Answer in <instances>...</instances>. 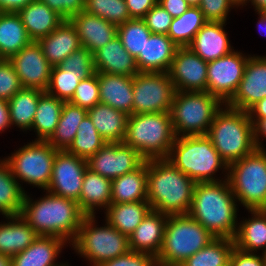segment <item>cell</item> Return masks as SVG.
<instances>
[{
  "label": "cell",
  "instance_id": "44dd1931",
  "mask_svg": "<svg viewBox=\"0 0 266 266\" xmlns=\"http://www.w3.org/2000/svg\"><path fill=\"white\" fill-rule=\"evenodd\" d=\"M95 72L133 77L139 73L135 58L124 48L118 36L93 53Z\"/></svg>",
  "mask_w": 266,
  "mask_h": 266
},
{
  "label": "cell",
  "instance_id": "52a82bcc",
  "mask_svg": "<svg viewBox=\"0 0 266 266\" xmlns=\"http://www.w3.org/2000/svg\"><path fill=\"white\" fill-rule=\"evenodd\" d=\"M167 159L182 173L199 182H217L219 168L228 170L207 135L176 137Z\"/></svg>",
  "mask_w": 266,
  "mask_h": 266
},
{
  "label": "cell",
  "instance_id": "e7e4bbea",
  "mask_svg": "<svg viewBox=\"0 0 266 266\" xmlns=\"http://www.w3.org/2000/svg\"><path fill=\"white\" fill-rule=\"evenodd\" d=\"M190 6H199L201 0H185Z\"/></svg>",
  "mask_w": 266,
  "mask_h": 266
},
{
  "label": "cell",
  "instance_id": "e0dca14e",
  "mask_svg": "<svg viewBox=\"0 0 266 266\" xmlns=\"http://www.w3.org/2000/svg\"><path fill=\"white\" fill-rule=\"evenodd\" d=\"M12 63L23 88H34L46 91L52 65L46 59L41 46L33 41L12 56Z\"/></svg>",
  "mask_w": 266,
  "mask_h": 266
},
{
  "label": "cell",
  "instance_id": "1f68e13d",
  "mask_svg": "<svg viewBox=\"0 0 266 266\" xmlns=\"http://www.w3.org/2000/svg\"><path fill=\"white\" fill-rule=\"evenodd\" d=\"M32 42L18 13L0 12V59L9 60Z\"/></svg>",
  "mask_w": 266,
  "mask_h": 266
},
{
  "label": "cell",
  "instance_id": "8d00e7d4",
  "mask_svg": "<svg viewBox=\"0 0 266 266\" xmlns=\"http://www.w3.org/2000/svg\"><path fill=\"white\" fill-rule=\"evenodd\" d=\"M25 194L8 163L0 160V213L5 217L20 215Z\"/></svg>",
  "mask_w": 266,
  "mask_h": 266
},
{
  "label": "cell",
  "instance_id": "bcb514c9",
  "mask_svg": "<svg viewBox=\"0 0 266 266\" xmlns=\"http://www.w3.org/2000/svg\"><path fill=\"white\" fill-rule=\"evenodd\" d=\"M64 70H69L73 74H94L93 54L85 47L67 56L59 65Z\"/></svg>",
  "mask_w": 266,
  "mask_h": 266
},
{
  "label": "cell",
  "instance_id": "03108f58",
  "mask_svg": "<svg viewBox=\"0 0 266 266\" xmlns=\"http://www.w3.org/2000/svg\"><path fill=\"white\" fill-rule=\"evenodd\" d=\"M262 254H263V256H264V259H265V266H266V252H263Z\"/></svg>",
  "mask_w": 266,
  "mask_h": 266
},
{
  "label": "cell",
  "instance_id": "ac0fdd59",
  "mask_svg": "<svg viewBox=\"0 0 266 266\" xmlns=\"http://www.w3.org/2000/svg\"><path fill=\"white\" fill-rule=\"evenodd\" d=\"M266 97V57H248L243 77L233 97L224 105L247 112Z\"/></svg>",
  "mask_w": 266,
  "mask_h": 266
},
{
  "label": "cell",
  "instance_id": "74e56055",
  "mask_svg": "<svg viewBox=\"0 0 266 266\" xmlns=\"http://www.w3.org/2000/svg\"><path fill=\"white\" fill-rule=\"evenodd\" d=\"M64 102L46 92L40 96L32 124V128L38 135L36 140L47 141L52 136L60 119Z\"/></svg>",
  "mask_w": 266,
  "mask_h": 266
},
{
  "label": "cell",
  "instance_id": "ba28073f",
  "mask_svg": "<svg viewBox=\"0 0 266 266\" xmlns=\"http://www.w3.org/2000/svg\"><path fill=\"white\" fill-rule=\"evenodd\" d=\"M223 104L207 91H175L170 109L175 136L206 135Z\"/></svg>",
  "mask_w": 266,
  "mask_h": 266
},
{
  "label": "cell",
  "instance_id": "9f6ffc18",
  "mask_svg": "<svg viewBox=\"0 0 266 266\" xmlns=\"http://www.w3.org/2000/svg\"><path fill=\"white\" fill-rule=\"evenodd\" d=\"M34 0H0V12L18 13Z\"/></svg>",
  "mask_w": 266,
  "mask_h": 266
},
{
  "label": "cell",
  "instance_id": "f35d334b",
  "mask_svg": "<svg viewBox=\"0 0 266 266\" xmlns=\"http://www.w3.org/2000/svg\"><path fill=\"white\" fill-rule=\"evenodd\" d=\"M207 21L198 6H190L181 16L172 19L167 36L178 46H189Z\"/></svg>",
  "mask_w": 266,
  "mask_h": 266
},
{
  "label": "cell",
  "instance_id": "91938a15",
  "mask_svg": "<svg viewBox=\"0 0 266 266\" xmlns=\"http://www.w3.org/2000/svg\"><path fill=\"white\" fill-rule=\"evenodd\" d=\"M249 118H266V97L247 111Z\"/></svg>",
  "mask_w": 266,
  "mask_h": 266
},
{
  "label": "cell",
  "instance_id": "d6986e66",
  "mask_svg": "<svg viewBox=\"0 0 266 266\" xmlns=\"http://www.w3.org/2000/svg\"><path fill=\"white\" fill-rule=\"evenodd\" d=\"M69 20L76 28L82 47L92 54L117 36L116 24L85 11L72 16Z\"/></svg>",
  "mask_w": 266,
  "mask_h": 266
},
{
  "label": "cell",
  "instance_id": "b9f144b4",
  "mask_svg": "<svg viewBox=\"0 0 266 266\" xmlns=\"http://www.w3.org/2000/svg\"><path fill=\"white\" fill-rule=\"evenodd\" d=\"M91 75L93 74H73L69 70L62 69L59 65L53 66L50 81L45 92L60 100L69 102L80 81Z\"/></svg>",
  "mask_w": 266,
  "mask_h": 266
},
{
  "label": "cell",
  "instance_id": "d590c367",
  "mask_svg": "<svg viewBox=\"0 0 266 266\" xmlns=\"http://www.w3.org/2000/svg\"><path fill=\"white\" fill-rule=\"evenodd\" d=\"M44 91L34 88H22L8 100L11 125L20 129H32L37 104Z\"/></svg>",
  "mask_w": 266,
  "mask_h": 266
},
{
  "label": "cell",
  "instance_id": "484cf974",
  "mask_svg": "<svg viewBox=\"0 0 266 266\" xmlns=\"http://www.w3.org/2000/svg\"><path fill=\"white\" fill-rule=\"evenodd\" d=\"M18 14L29 37L36 42L48 36L64 21L60 15L39 0L29 3Z\"/></svg>",
  "mask_w": 266,
  "mask_h": 266
},
{
  "label": "cell",
  "instance_id": "680465c9",
  "mask_svg": "<svg viewBox=\"0 0 266 266\" xmlns=\"http://www.w3.org/2000/svg\"><path fill=\"white\" fill-rule=\"evenodd\" d=\"M11 126L8 101L0 98V132Z\"/></svg>",
  "mask_w": 266,
  "mask_h": 266
},
{
  "label": "cell",
  "instance_id": "4fadbf2b",
  "mask_svg": "<svg viewBox=\"0 0 266 266\" xmlns=\"http://www.w3.org/2000/svg\"><path fill=\"white\" fill-rule=\"evenodd\" d=\"M240 52L231 51L207 65V92L227 103L235 94L248 61Z\"/></svg>",
  "mask_w": 266,
  "mask_h": 266
},
{
  "label": "cell",
  "instance_id": "6da1fadb",
  "mask_svg": "<svg viewBox=\"0 0 266 266\" xmlns=\"http://www.w3.org/2000/svg\"><path fill=\"white\" fill-rule=\"evenodd\" d=\"M196 182L168 159L147 160V201L166 215L188 214Z\"/></svg>",
  "mask_w": 266,
  "mask_h": 266
},
{
  "label": "cell",
  "instance_id": "7bdbcfd3",
  "mask_svg": "<svg viewBox=\"0 0 266 266\" xmlns=\"http://www.w3.org/2000/svg\"><path fill=\"white\" fill-rule=\"evenodd\" d=\"M152 32L143 19H130L118 25L117 36L130 55L136 58L143 52L146 40Z\"/></svg>",
  "mask_w": 266,
  "mask_h": 266
},
{
  "label": "cell",
  "instance_id": "ffe728a7",
  "mask_svg": "<svg viewBox=\"0 0 266 266\" xmlns=\"http://www.w3.org/2000/svg\"><path fill=\"white\" fill-rule=\"evenodd\" d=\"M168 215L150 210L140 225L128 237L131 251L158 256L164 238Z\"/></svg>",
  "mask_w": 266,
  "mask_h": 266
},
{
  "label": "cell",
  "instance_id": "11a10c76",
  "mask_svg": "<svg viewBox=\"0 0 266 266\" xmlns=\"http://www.w3.org/2000/svg\"><path fill=\"white\" fill-rule=\"evenodd\" d=\"M158 3L173 18L181 16L190 7L185 0H158Z\"/></svg>",
  "mask_w": 266,
  "mask_h": 266
},
{
  "label": "cell",
  "instance_id": "f1b7e54d",
  "mask_svg": "<svg viewBox=\"0 0 266 266\" xmlns=\"http://www.w3.org/2000/svg\"><path fill=\"white\" fill-rule=\"evenodd\" d=\"M147 201V161L111 181V204Z\"/></svg>",
  "mask_w": 266,
  "mask_h": 266
},
{
  "label": "cell",
  "instance_id": "603a6c76",
  "mask_svg": "<svg viewBox=\"0 0 266 266\" xmlns=\"http://www.w3.org/2000/svg\"><path fill=\"white\" fill-rule=\"evenodd\" d=\"M37 42L52 66L60 65L67 56L82 47L76 28L70 20H64L48 36Z\"/></svg>",
  "mask_w": 266,
  "mask_h": 266
},
{
  "label": "cell",
  "instance_id": "7c38bea8",
  "mask_svg": "<svg viewBox=\"0 0 266 266\" xmlns=\"http://www.w3.org/2000/svg\"><path fill=\"white\" fill-rule=\"evenodd\" d=\"M175 89L167 72L133 76L132 114L170 112Z\"/></svg>",
  "mask_w": 266,
  "mask_h": 266
},
{
  "label": "cell",
  "instance_id": "cb8c5ba5",
  "mask_svg": "<svg viewBox=\"0 0 266 266\" xmlns=\"http://www.w3.org/2000/svg\"><path fill=\"white\" fill-rule=\"evenodd\" d=\"M100 103L132 114L133 77L98 72Z\"/></svg>",
  "mask_w": 266,
  "mask_h": 266
},
{
  "label": "cell",
  "instance_id": "f6af8a7d",
  "mask_svg": "<svg viewBox=\"0 0 266 266\" xmlns=\"http://www.w3.org/2000/svg\"><path fill=\"white\" fill-rule=\"evenodd\" d=\"M69 102L86 110L100 103L98 72L80 81Z\"/></svg>",
  "mask_w": 266,
  "mask_h": 266
},
{
  "label": "cell",
  "instance_id": "4dcf8cb0",
  "mask_svg": "<svg viewBox=\"0 0 266 266\" xmlns=\"http://www.w3.org/2000/svg\"><path fill=\"white\" fill-rule=\"evenodd\" d=\"M6 218L11 220L0 224V254L13 257L28 248L38 235L20 215Z\"/></svg>",
  "mask_w": 266,
  "mask_h": 266
},
{
  "label": "cell",
  "instance_id": "30bf717a",
  "mask_svg": "<svg viewBox=\"0 0 266 266\" xmlns=\"http://www.w3.org/2000/svg\"><path fill=\"white\" fill-rule=\"evenodd\" d=\"M95 216H85L77 237L72 242L73 248L86 257L93 266H100L108 260L126 254L129 248V239L112 225L96 227Z\"/></svg>",
  "mask_w": 266,
  "mask_h": 266
},
{
  "label": "cell",
  "instance_id": "f907efd6",
  "mask_svg": "<svg viewBox=\"0 0 266 266\" xmlns=\"http://www.w3.org/2000/svg\"><path fill=\"white\" fill-rule=\"evenodd\" d=\"M100 266H157V262L151 254L129 250L126 254L108 260Z\"/></svg>",
  "mask_w": 266,
  "mask_h": 266
},
{
  "label": "cell",
  "instance_id": "5bb4252c",
  "mask_svg": "<svg viewBox=\"0 0 266 266\" xmlns=\"http://www.w3.org/2000/svg\"><path fill=\"white\" fill-rule=\"evenodd\" d=\"M146 160L123 142H106L87 160V167L99 175L114 180L139 168Z\"/></svg>",
  "mask_w": 266,
  "mask_h": 266
},
{
  "label": "cell",
  "instance_id": "ee69618b",
  "mask_svg": "<svg viewBox=\"0 0 266 266\" xmlns=\"http://www.w3.org/2000/svg\"><path fill=\"white\" fill-rule=\"evenodd\" d=\"M84 11L117 26L131 19L125 0H84Z\"/></svg>",
  "mask_w": 266,
  "mask_h": 266
},
{
  "label": "cell",
  "instance_id": "6125c7cd",
  "mask_svg": "<svg viewBox=\"0 0 266 266\" xmlns=\"http://www.w3.org/2000/svg\"><path fill=\"white\" fill-rule=\"evenodd\" d=\"M0 266H12V259L10 256L0 254Z\"/></svg>",
  "mask_w": 266,
  "mask_h": 266
},
{
  "label": "cell",
  "instance_id": "3957f363",
  "mask_svg": "<svg viewBox=\"0 0 266 266\" xmlns=\"http://www.w3.org/2000/svg\"><path fill=\"white\" fill-rule=\"evenodd\" d=\"M221 181L196 183L188 214L215 238L234 239L238 227L236 197L227 178Z\"/></svg>",
  "mask_w": 266,
  "mask_h": 266
},
{
  "label": "cell",
  "instance_id": "be15d7a7",
  "mask_svg": "<svg viewBox=\"0 0 266 266\" xmlns=\"http://www.w3.org/2000/svg\"><path fill=\"white\" fill-rule=\"evenodd\" d=\"M258 14L260 15V20L258 22V29H260L261 27L266 29V11H258ZM260 25H262L260 27ZM265 35V34H264Z\"/></svg>",
  "mask_w": 266,
  "mask_h": 266
},
{
  "label": "cell",
  "instance_id": "7a4b0ae2",
  "mask_svg": "<svg viewBox=\"0 0 266 266\" xmlns=\"http://www.w3.org/2000/svg\"><path fill=\"white\" fill-rule=\"evenodd\" d=\"M25 194L20 216L35 230L38 236L60 237L73 242L86 216L78 202L48 193L32 202Z\"/></svg>",
  "mask_w": 266,
  "mask_h": 266
},
{
  "label": "cell",
  "instance_id": "8fae6325",
  "mask_svg": "<svg viewBox=\"0 0 266 266\" xmlns=\"http://www.w3.org/2000/svg\"><path fill=\"white\" fill-rule=\"evenodd\" d=\"M57 151L47 141L35 140L19 148L11 157L8 156L4 160L8 163L15 179L47 190Z\"/></svg>",
  "mask_w": 266,
  "mask_h": 266
},
{
  "label": "cell",
  "instance_id": "681fc988",
  "mask_svg": "<svg viewBox=\"0 0 266 266\" xmlns=\"http://www.w3.org/2000/svg\"><path fill=\"white\" fill-rule=\"evenodd\" d=\"M173 17L159 4L153 6L143 20L152 34L167 35Z\"/></svg>",
  "mask_w": 266,
  "mask_h": 266
},
{
  "label": "cell",
  "instance_id": "7dc6e473",
  "mask_svg": "<svg viewBox=\"0 0 266 266\" xmlns=\"http://www.w3.org/2000/svg\"><path fill=\"white\" fill-rule=\"evenodd\" d=\"M22 88L12 63L7 59H0V98L8 101Z\"/></svg>",
  "mask_w": 266,
  "mask_h": 266
},
{
  "label": "cell",
  "instance_id": "94428289",
  "mask_svg": "<svg viewBox=\"0 0 266 266\" xmlns=\"http://www.w3.org/2000/svg\"><path fill=\"white\" fill-rule=\"evenodd\" d=\"M248 0H242L240 2V5H244L245 3H247ZM252 2V4L255 6V10L258 11H266V0H249Z\"/></svg>",
  "mask_w": 266,
  "mask_h": 266
},
{
  "label": "cell",
  "instance_id": "5b68a950",
  "mask_svg": "<svg viewBox=\"0 0 266 266\" xmlns=\"http://www.w3.org/2000/svg\"><path fill=\"white\" fill-rule=\"evenodd\" d=\"M175 138L170 112L130 114L123 143L147 161L167 159Z\"/></svg>",
  "mask_w": 266,
  "mask_h": 266
},
{
  "label": "cell",
  "instance_id": "816d5d0a",
  "mask_svg": "<svg viewBox=\"0 0 266 266\" xmlns=\"http://www.w3.org/2000/svg\"><path fill=\"white\" fill-rule=\"evenodd\" d=\"M60 15L64 20L84 11V0H39Z\"/></svg>",
  "mask_w": 266,
  "mask_h": 266
},
{
  "label": "cell",
  "instance_id": "d6a6232c",
  "mask_svg": "<svg viewBox=\"0 0 266 266\" xmlns=\"http://www.w3.org/2000/svg\"><path fill=\"white\" fill-rule=\"evenodd\" d=\"M254 216L237 227L234 246L245 252H266V209L249 210Z\"/></svg>",
  "mask_w": 266,
  "mask_h": 266
},
{
  "label": "cell",
  "instance_id": "f5cc1de1",
  "mask_svg": "<svg viewBox=\"0 0 266 266\" xmlns=\"http://www.w3.org/2000/svg\"><path fill=\"white\" fill-rule=\"evenodd\" d=\"M229 266H265V259L263 255L259 256L234 247Z\"/></svg>",
  "mask_w": 266,
  "mask_h": 266
},
{
  "label": "cell",
  "instance_id": "9c48e42d",
  "mask_svg": "<svg viewBox=\"0 0 266 266\" xmlns=\"http://www.w3.org/2000/svg\"><path fill=\"white\" fill-rule=\"evenodd\" d=\"M227 180L247 210L266 209V151L256 149L228 166Z\"/></svg>",
  "mask_w": 266,
  "mask_h": 266
},
{
  "label": "cell",
  "instance_id": "83f0119b",
  "mask_svg": "<svg viewBox=\"0 0 266 266\" xmlns=\"http://www.w3.org/2000/svg\"><path fill=\"white\" fill-rule=\"evenodd\" d=\"M94 127L106 142H123L126 135L128 114L109 105L98 103L87 110Z\"/></svg>",
  "mask_w": 266,
  "mask_h": 266
},
{
  "label": "cell",
  "instance_id": "7402d4cb",
  "mask_svg": "<svg viewBox=\"0 0 266 266\" xmlns=\"http://www.w3.org/2000/svg\"><path fill=\"white\" fill-rule=\"evenodd\" d=\"M178 46L165 34H151L135 58L139 72H168Z\"/></svg>",
  "mask_w": 266,
  "mask_h": 266
},
{
  "label": "cell",
  "instance_id": "c3c4849f",
  "mask_svg": "<svg viewBox=\"0 0 266 266\" xmlns=\"http://www.w3.org/2000/svg\"><path fill=\"white\" fill-rule=\"evenodd\" d=\"M240 6L238 0H201L198 6L207 22H226L229 9Z\"/></svg>",
  "mask_w": 266,
  "mask_h": 266
},
{
  "label": "cell",
  "instance_id": "277c9868",
  "mask_svg": "<svg viewBox=\"0 0 266 266\" xmlns=\"http://www.w3.org/2000/svg\"><path fill=\"white\" fill-rule=\"evenodd\" d=\"M225 107L215 115L206 135L229 166L253 153L257 147L254 141L253 123L248 113L226 105Z\"/></svg>",
  "mask_w": 266,
  "mask_h": 266
},
{
  "label": "cell",
  "instance_id": "9a60e30c",
  "mask_svg": "<svg viewBox=\"0 0 266 266\" xmlns=\"http://www.w3.org/2000/svg\"><path fill=\"white\" fill-rule=\"evenodd\" d=\"M87 168V160L66 150L57 151L46 192L78 202Z\"/></svg>",
  "mask_w": 266,
  "mask_h": 266
},
{
  "label": "cell",
  "instance_id": "f546056e",
  "mask_svg": "<svg viewBox=\"0 0 266 266\" xmlns=\"http://www.w3.org/2000/svg\"><path fill=\"white\" fill-rule=\"evenodd\" d=\"M111 204V180L86 169L78 205L86 216H95L97 207Z\"/></svg>",
  "mask_w": 266,
  "mask_h": 266
},
{
  "label": "cell",
  "instance_id": "4316f807",
  "mask_svg": "<svg viewBox=\"0 0 266 266\" xmlns=\"http://www.w3.org/2000/svg\"><path fill=\"white\" fill-rule=\"evenodd\" d=\"M65 242L60 237L38 236L28 248L11 257L12 266H61L55 261Z\"/></svg>",
  "mask_w": 266,
  "mask_h": 266
},
{
  "label": "cell",
  "instance_id": "ab89813d",
  "mask_svg": "<svg viewBox=\"0 0 266 266\" xmlns=\"http://www.w3.org/2000/svg\"><path fill=\"white\" fill-rule=\"evenodd\" d=\"M234 240L215 238L179 266H229Z\"/></svg>",
  "mask_w": 266,
  "mask_h": 266
},
{
  "label": "cell",
  "instance_id": "e575fe53",
  "mask_svg": "<svg viewBox=\"0 0 266 266\" xmlns=\"http://www.w3.org/2000/svg\"><path fill=\"white\" fill-rule=\"evenodd\" d=\"M86 115V109L64 102L57 127L47 142L58 151L67 150L76 136L78 125Z\"/></svg>",
  "mask_w": 266,
  "mask_h": 266
},
{
  "label": "cell",
  "instance_id": "6f0895ef",
  "mask_svg": "<svg viewBox=\"0 0 266 266\" xmlns=\"http://www.w3.org/2000/svg\"><path fill=\"white\" fill-rule=\"evenodd\" d=\"M250 120L253 123L255 145L257 149L263 150L259 136L264 135L266 137V118H250Z\"/></svg>",
  "mask_w": 266,
  "mask_h": 266
},
{
  "label": "cell",
  "instance_id": "d4e9b609",
  "mask_svg": "<svg viewBox=\"0 0 266 266\" xmlns=\"http://www.w3.org/2000/svg\"><path fill=\"white\" fill-rule=\"evenodd\" d=\"M224 24L206 22L188 47L207 63L229 54L233 49L223 30Z\"/></svg>",
  "mask_w": 266,
  "mask_h": 266
},
{
  "label": "cell",
  "instance_id": "db71d44e",
  "mask_svg": "<svg viewBox=\"0 0 266 266\" xmlns=\"http://www.w3.org/2000/svg\"><path fill=\"white\" fill-rule=\"evenodd\" d=\"M131 19H143L158 0H125Z\"/></svg>",
  "mask_w": 266,
  "mask_h": 266
},
{
  "label": "cell",
  "instance_id": "836d02e7",
  "mask_svg": "<svg viewBox=\"0 0 266 266\" xmlns=\"http://www.w3.org/2000/svg\"><path fill=\"white\" fill-rule=\"evenodd\" d=\"M150 210L148 202L110 204L106 208V222L129 237Z\"/></svg>",
  "mask_w": 266,
  "mask_h": 266
},
{
  "label": "cell",
  "instance_id": "2e32d148",
  "mask_svg": "<svg viewBox=\"0 0 266 266\" xmlns=\"http://www.w3.org/2000/svg\"><path fill=\"white\" fill-rule=\"evenodd\" d=\"M207 65L190 47H178L167 72L175 91H207Z\"/></svg>",
  "mask_w": 266,
  "mask_h": 266
},
{
  "label": "cell",
  "instance_id": "8992f818",
  "mask_svg": "<svg viewBox=\"0 0 266 266\" xmlns=\"http://www.w3.org/2000/svg\"><path fill=\"white\" fill-rule=\"evenodd\" d=\"M215 237L189 214L168 215L157 266H179Z\"/></svg>",
  "mask_w": 266,
  "mask_h": 266
},
{
  "label": "cell",
  "instance_id": "60d3db41",
  "mask_svg": "<svg viewBox=\"0 0 266 266\" xmlns=\"http://www.w3.org/2000/svg\"><path fill=\"white\" fill-rule=\"evenodd\" d=\"M105 143L106 141L98 133L87 114L78 125L76 136L66 151L79 158L88 160L100 150Z\"/></svg>",
  "mask_w": 266,
  "mask_h": 266
}]
</instances>
